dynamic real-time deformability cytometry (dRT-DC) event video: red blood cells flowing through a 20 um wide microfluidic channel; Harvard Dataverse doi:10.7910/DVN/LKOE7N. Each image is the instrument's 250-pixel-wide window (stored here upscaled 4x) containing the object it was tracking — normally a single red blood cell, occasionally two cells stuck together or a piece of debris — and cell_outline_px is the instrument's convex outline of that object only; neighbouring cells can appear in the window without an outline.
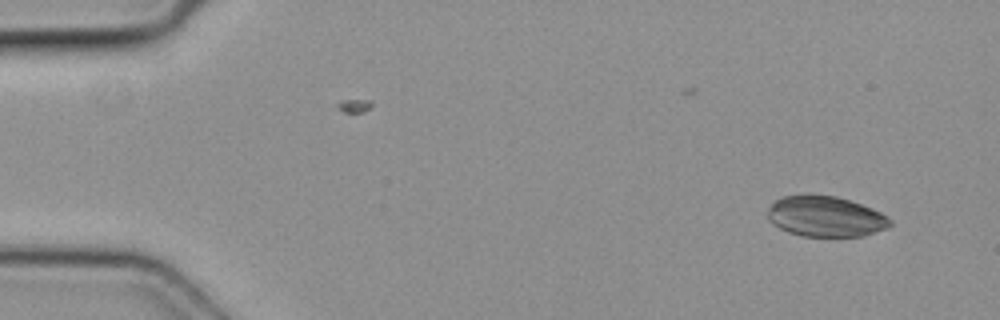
{"species": "common noctule bat (a hibernating species)", "species_latin": "Nyctalus noctula", "temperature_condition": "cold", "stored_images_in_passage": 2, "camera_frame_rate_fps": 3000, "um_per_image_px": 0.085, "animal": {"sex": "female", "body_mass_g": 19.3, "forearm_length_mm": 54.1}, "frame": {"image": 1, "passage_image": 2, "time_ms": 0.333, "image_size_px": [1000, 320], "cell_outline_px": [[892, 224], [888, 228], [864, 236], [800, 236], [788, 232], [772, 224], [768, 220], [768, 208], [780, 196], [836, 196], [872, 208], [888, 216], [892, 220]], "centroid_in_image_um": [70.19, 18.42], "position_along_channel_um": 14.8, "area_um2": 28.78}}